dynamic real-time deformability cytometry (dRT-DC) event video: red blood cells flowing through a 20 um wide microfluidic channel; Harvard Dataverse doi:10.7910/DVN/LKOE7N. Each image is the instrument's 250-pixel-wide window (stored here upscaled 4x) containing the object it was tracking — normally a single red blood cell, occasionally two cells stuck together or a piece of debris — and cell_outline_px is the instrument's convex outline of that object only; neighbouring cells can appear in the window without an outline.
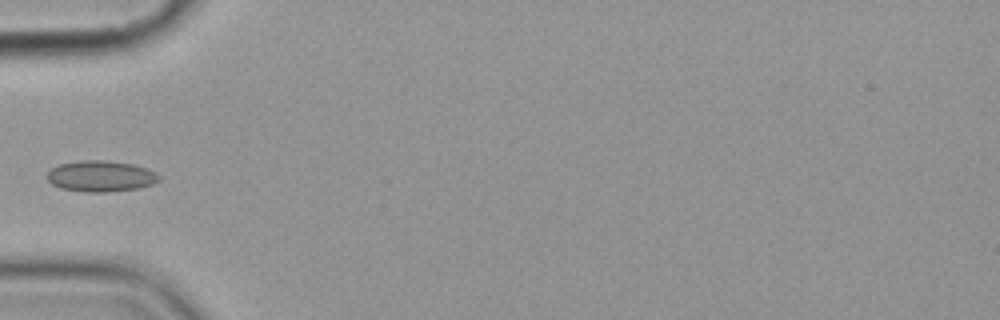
{"species": "common noctule bat (a hibernating species)", "species_latin": "Nyctalus noctula", "temperature_condition": "cold", "stored_images_in_passage": 10, "camera_frame_rate_fps": 3000, "um_per_image_px": 0.085, "animal": {"sex": "female", "body_mass_g": 19.9}, "frame": {"image": 1, "passage_image": 5, "time_ms": 5.667, "image_size_px": [1000, 320], "cell_outline_px": [[160, 180], [152, 184], [140, 188], [108, 192], [88, 192], [60, 188], [52, 184], [44, 176], [52, 168], [60, 164], [80, 160], [104, 160], [132, 164], [148, 168], [160, 176]], "centroid_in_image_um": [8.56, 14.97], "position_along_channel_um": 76.4, "area_um2": 20.35}}
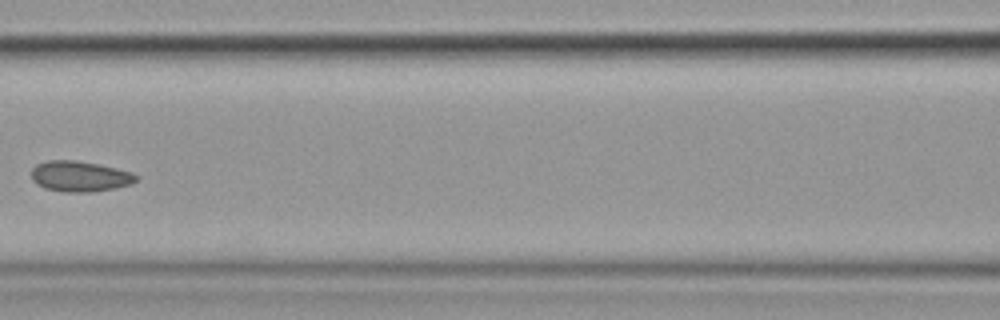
{"frame": {"image": 2, "passage_image": 7, "time_ms": 8.0, "image_size_px": [1000, 320], "cell_outline_px": [[140, 176], [132, 184], [116, 188], [92, 192], [64, 192], [44, 188], [36, 184], [32, 180], [32, 168], [36, 164], [48, 160], [76, 160], [116, 168], [132, 172]], "centroid_in_image_um": [6.79, 14.99], "position_along_channel_um": 159.8, "area_um2": 18.84}}
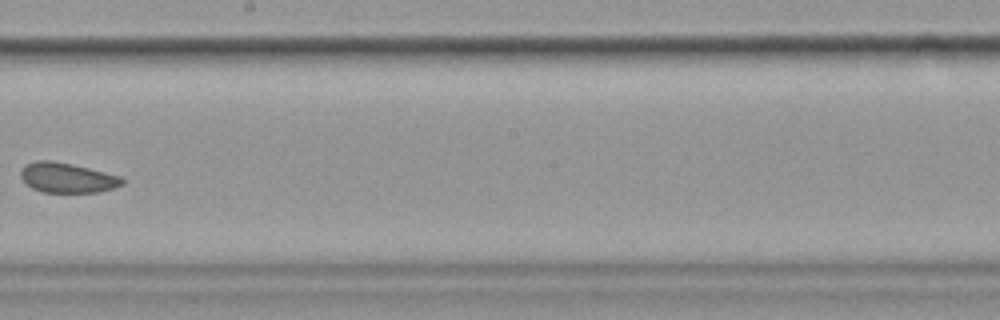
{"frame": {"image": 3, "passage_image": 9, "time_ms": 10.333, "image_size_px": [1000, 320], "cell_outline_px": [[124, 184], [112, 188], [96, 192], [44, 192], [32, 188], [20, 176], [20, 172], [28, 164], [36, 160], [52, 160], [72, 164], [120, 176], [124, 180]], "centroid_in_image_um": [5.72, 15.1], "position_along_channel_um": 242.5, "area_um2": 17.4}}